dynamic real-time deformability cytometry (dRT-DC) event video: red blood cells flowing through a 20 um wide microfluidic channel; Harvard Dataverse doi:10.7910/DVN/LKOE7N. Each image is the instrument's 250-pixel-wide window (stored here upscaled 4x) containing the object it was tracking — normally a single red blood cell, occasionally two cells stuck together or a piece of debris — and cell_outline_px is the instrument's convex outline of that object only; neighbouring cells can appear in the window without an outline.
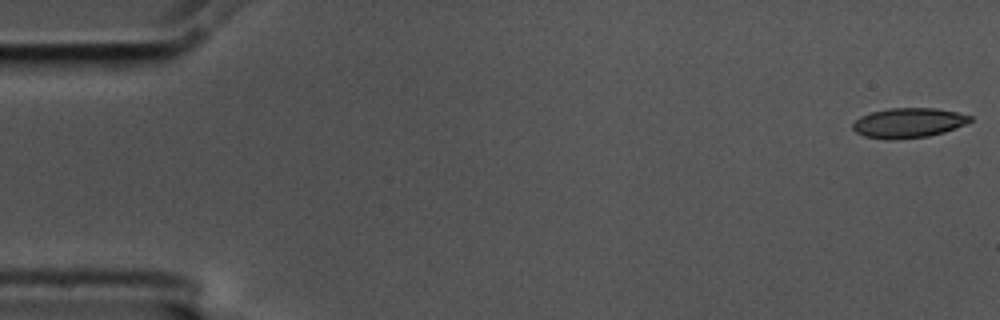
{"species": "common noctule bat (a hibernating species)", "species_latin": "Nyctalus noctula", "temperature_condition": "cold", "stored_images_in_passage": 18, "camera_frame_rate_fps": 3000, "um_per_image_px": 0.085, "animal": {"sex": "male", "body_mass_g": 17.5, "forearm_length_mm": 52.3}, "frame": {"image": 1, "passage_image": 1, "time_ms": 0.0, "image_size_px": [1000, 320], "cell_outline_px": [[972, 120], [964, 124], [944, 132], [928, 136], [892, 140], [888, 140], [864, 136], [856, 132], [852, 128], [852, 124], [860, 116], [872, 112], [888, 108], [936, 108], [956, 112], [972, 116]], "centroid_in_image_um": [77.19, 10.44], "position_along_channel_um": 7.8, "area_um2": 20.35}}
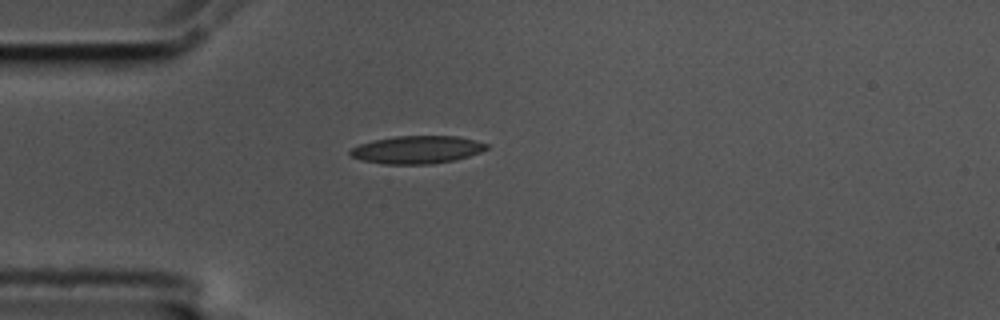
{"frame": {"image": 2, "passage_image": 15, "time_ms": 4.667, "image_size_px": [1000, 320], "cell_outline_px": [[488, 148], [480, 152], [456, 160], [432, 164], [384, 164], [360, 160], [352, 156], [348, 152], [352, 148], [360, 144], [372, 140], [396, 136], [460, 136], [488, 144]], "centroid_in_image_um": [35.44, 12.72], "position_along_channel_um": 49.6, "area_um2": 22.14}}